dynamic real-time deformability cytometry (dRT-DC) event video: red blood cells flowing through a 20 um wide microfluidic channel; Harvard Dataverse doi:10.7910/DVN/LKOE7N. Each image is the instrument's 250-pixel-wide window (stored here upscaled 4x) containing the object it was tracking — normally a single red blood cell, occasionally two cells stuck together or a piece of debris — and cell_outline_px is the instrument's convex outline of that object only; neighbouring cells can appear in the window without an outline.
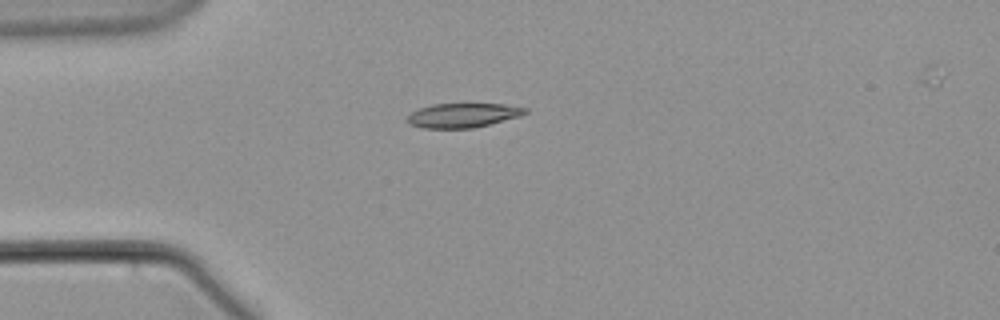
{"species": "common noctule bat (a hibernating species)", "species_latin": "Nyctalus noctula", "temperature_condition": "warm", "stored_images_in_passage": 46, "camera_frame_rate_fps": 3000, "um_per_image_px": 0.085, "animal": {"sex": "male", "body_mass_g": 21.5, "forearm_length_mm": 52.0}, "frame": {"image": 1, "passage_image": 1, "time_ms": 0.0, "image_size_px": [1000, 320], "cell_outline_px": [[528, 112], [520, 116], [472, 128], [424, 128], [408, 124], [404, 120], [412, 112], [420, 108], [432, 104], [504, 104], [528, 108]], "centroid_in_image_um": [39.32, 9.8], "position_along_channel_um": 45.7, "area_um2": 16.65}}
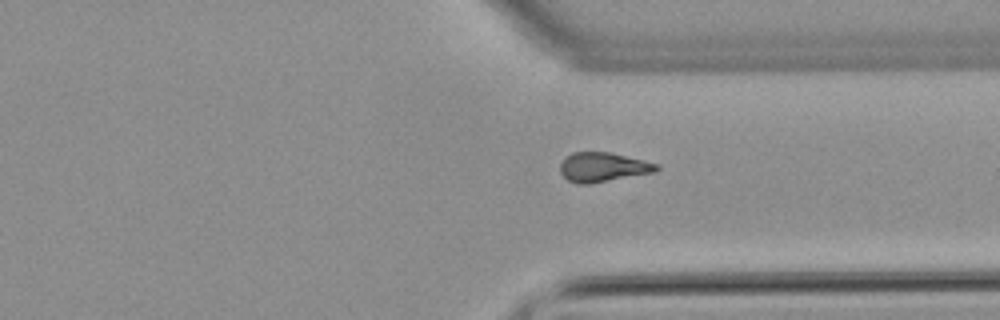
{"frame": {"image": 2, "passage_image": 30, "time_ms": 9.667, "image_size_px": [1000, 320], "cell_outline_px": [[660, 168], [656, 172], [588, 184], [580, 184], [568, 180], [560, 172], [560, 164], [572, 152], [608, 152], [644, 160], [660, 164]], "centroid_in_image_um": [51.29, 14.21], "position_along_channel_um": 360.1, "area_um2": 16.42}}
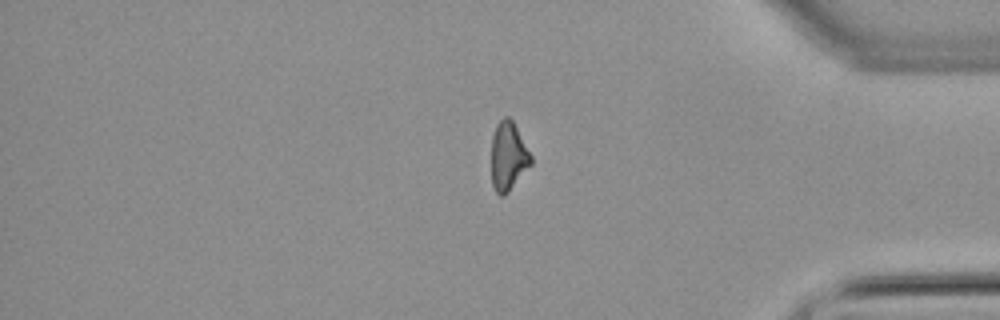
{"frame": {"image": 3, "passage_image": 35, "time_ms": 11.333, "image_size_px": [1000, 320], "cell_outline_px": [[532, 164], [508, 192], [504, 196], [500, 196], [496, 192], [492, 184], [492, 136], [496, 124], [504, 116], [508, 116], [512, 120], [532, 156]], "centroid_in_image_um": [43.2, 13.28], "position_along_channel_um": 392.0, "area_um2": 15.78}}